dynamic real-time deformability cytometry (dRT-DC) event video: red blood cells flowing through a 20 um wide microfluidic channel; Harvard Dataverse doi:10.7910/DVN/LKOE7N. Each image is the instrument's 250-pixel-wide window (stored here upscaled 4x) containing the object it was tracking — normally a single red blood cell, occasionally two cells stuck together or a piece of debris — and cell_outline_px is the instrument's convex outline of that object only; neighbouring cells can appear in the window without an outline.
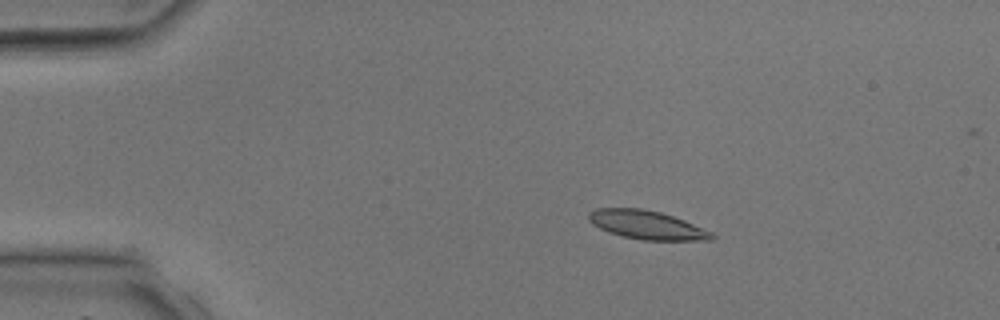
{"species": "common noctule bat (a hibernating species)", "species_latin": "Nyctalus noctula", "temperature_condition": "room temperature", "stored_images_in_passage": 2, "camera_frame_rate_fps": 3000, "um_per_image_px": 0.085, "animal": {"sex": "male", "body_mass_g": 17.9, "forearm_length_mm": 54.2}, "frame": {"image": 1, "passage_image": 2, "time_ms": 2.0, "image_size_px": [1000, 320], "cell_outline_px": [[716, 236], [712, 240], [644, 240], [624, 236], [608, 232], [592, 224], [588, 220], [588, 212], [596, 208], [640, 208], [660, 212], [684, 220], [712, 232]], "centroid_in_image_um": [54.96, 19.11], "position_along_channel_um": 30.0, "area_um2": 20.46}}